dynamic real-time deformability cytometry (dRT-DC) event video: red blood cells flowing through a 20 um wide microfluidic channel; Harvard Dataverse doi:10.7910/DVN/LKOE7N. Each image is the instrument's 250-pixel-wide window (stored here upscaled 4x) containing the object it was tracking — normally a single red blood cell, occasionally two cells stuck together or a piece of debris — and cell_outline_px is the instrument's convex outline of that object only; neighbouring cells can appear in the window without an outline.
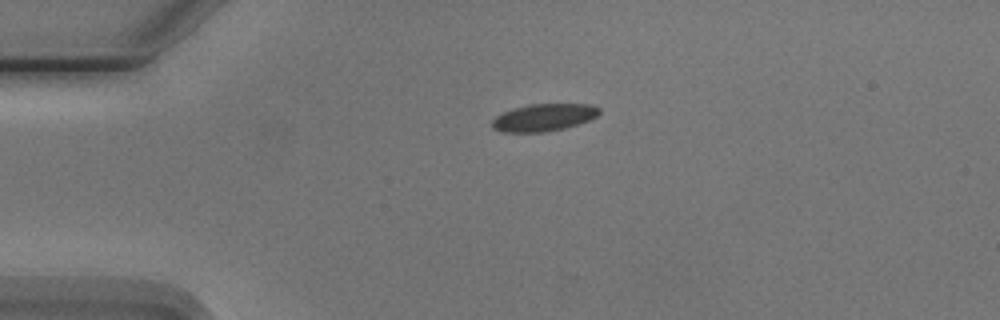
{"species": "Egyptian fruit bat (a non-hibernating species)", "species_latin": "Rousettus aegyptiacus", "temperature_condition": "cold", "stored_images_in_passage": 6, "camera_frame_rate_fps": 3000, "um_per_image_px": 0.085, "animal": {"sex": "male"}, "frame": {"image": 1, "passage_image": 6, "time_ms": 6.0, "image_size_px": [1000, 320], "cell_outline_px": [[600, 112], [596, 116], [588, 120], [564, 128], [544, 132], [504, 132], [492, 128], [492, 120], [496, 116], [512, 108], [528, 104], [588, 104], [600, 108]], "centroid_in_image_um": [46.19, 9.98], "position_along_channel_um": 38.8, "area_um2": 16.94}}